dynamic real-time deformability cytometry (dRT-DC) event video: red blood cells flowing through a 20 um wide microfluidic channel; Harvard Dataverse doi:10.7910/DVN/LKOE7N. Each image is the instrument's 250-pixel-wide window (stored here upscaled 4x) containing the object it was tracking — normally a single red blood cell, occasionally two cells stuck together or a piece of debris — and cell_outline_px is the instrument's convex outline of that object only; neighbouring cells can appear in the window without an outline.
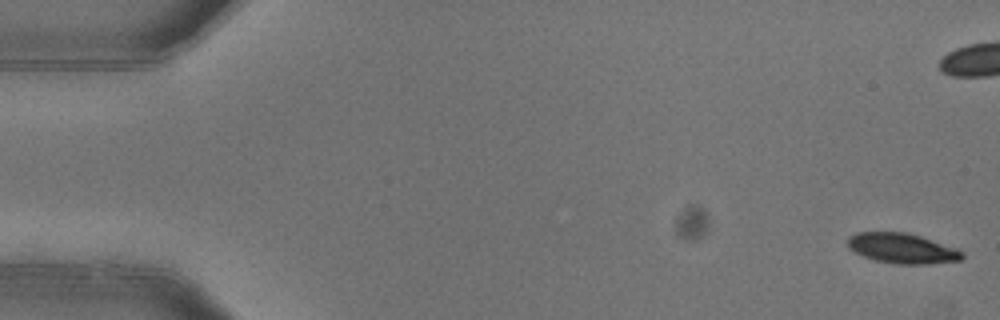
{"species": "common noctule bat (a hibernating species)", "species_latin": "Nyctalus noctula", "temperature_condition": "warm", "stored_images_in_passage": 8, "camera_frame_rate_fps": 3000, "um_per_image_px": 0.085, "animal": {"sex": "female"}, "frame": {"image": 1, "passage_image": 1, "time_ms": 0.0, "image_size_px": [1000, 320], "cell_outline_px": [[964, 260], [924, 264], [896, 264], [876, 260], [864, 256], [848, 248], [848, 236], [856, 232], [908, 232], [956, 248], [964, 252]], "centroid_in_image_um": [76.7, 21.1], "position_along_channel_um": 8.3, "area_um2": 20.11}}